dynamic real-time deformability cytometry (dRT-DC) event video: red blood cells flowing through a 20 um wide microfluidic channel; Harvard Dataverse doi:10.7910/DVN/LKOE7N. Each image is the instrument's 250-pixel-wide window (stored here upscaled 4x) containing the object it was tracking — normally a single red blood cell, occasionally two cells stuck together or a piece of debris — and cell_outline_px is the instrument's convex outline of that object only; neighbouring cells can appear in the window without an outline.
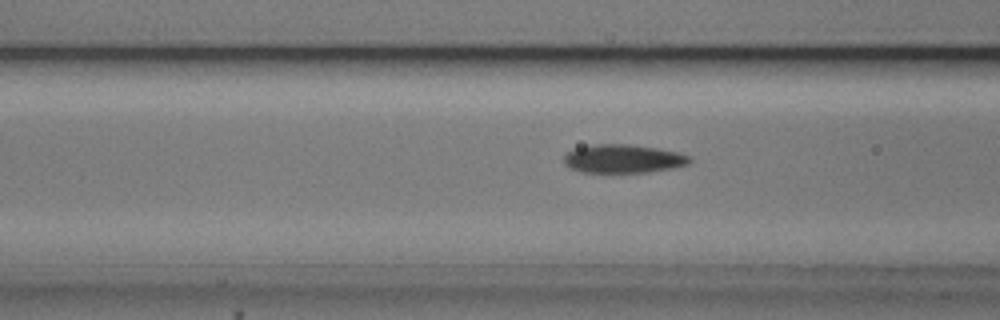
{"species": "common noctule bat (a hibernating species)", "species_latin": "Nyctalus noctula", "temperature_condition": "cold", "stored_images_in_passage": 47, "camera_frame_rate_fps": 3000, "um_per_image_px": 0.085, "animal": {"sex": "male", "body_mass_g": 20.5, "forearm_length_mm": 52.5}, "frame": {"image": 1, "passage_image": 14, "time_ms": 4.333, "image_size_px": [1000, 320], "cell_outline_px": [[692, 160], [688, 164], [672, 168], [648, 172], [580, 172], [568, 168], [564, 164], [564, 156], [568, 152], [576, 148], [596, 144], [628, 144], [656, 148], [680, 152], [688, 156]], "centroid_in_image_um": [52.96, 13.49], "position_along_channel_um": 113.6, "area_um2": 20.87}}
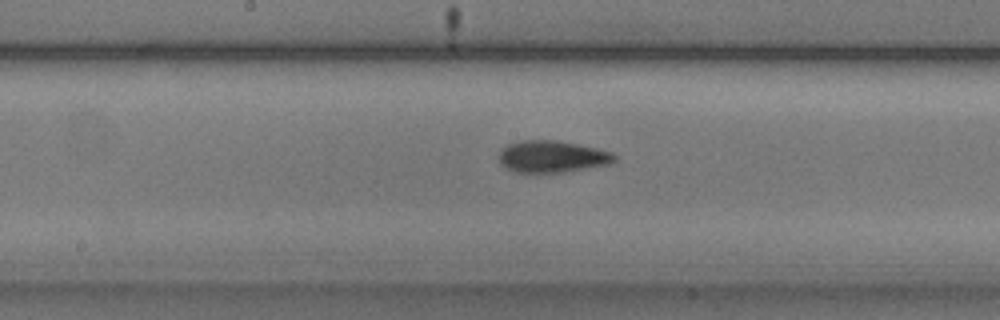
{"frame": {"image": 2, "passage_image": 21, "time_ms": 6.667, "image_size_px": [1000, 320], "cell_outline_px": [[616, 160], [612, 164], [560, 172], [516, 172], [500, 164], [500, 148], [508, 144], [524, 140], [556, 140], [596, 148], [612, 152], [616, 156]], "centroid_in_image_um": [46.94, 13.3], "position_along_channel_um": 201.3, "area_um2": 21.27}}
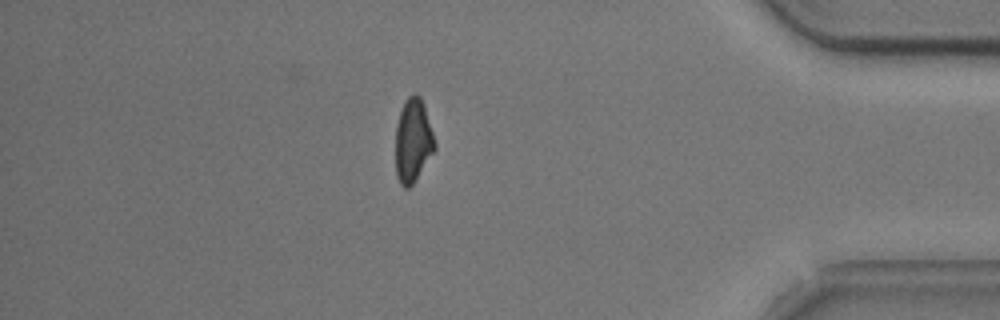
{"frame": {"image": 3, "passage_image": 40, "time_ms": 13.0, "image_size_px": [1000, 320], "cell_outline_px": [[436, 148], [412, 184], [408, 188], [404, 188], [400, 184], [396, 176], [396, 124], [404, 100], [412, 92], [416, 92], [420, 96], [424, 104], [436, 144]], "centroid_in_image_um": [35.09, 11.91], "position_along_channel_um": 400.1, "area_um2": 19.13}, "authors_computed_cell_mechanics": {"area_um2": 20.5768, "velocity_mm_per_s": 3.7304, "shape_relaxation_time_tau1_ms": 5.4819, "shape_relaxation_time_tau2_ms": 3.7988, "deformation_change_tau1": 0.1546, "deformation_change_tau2": 0.0967}}